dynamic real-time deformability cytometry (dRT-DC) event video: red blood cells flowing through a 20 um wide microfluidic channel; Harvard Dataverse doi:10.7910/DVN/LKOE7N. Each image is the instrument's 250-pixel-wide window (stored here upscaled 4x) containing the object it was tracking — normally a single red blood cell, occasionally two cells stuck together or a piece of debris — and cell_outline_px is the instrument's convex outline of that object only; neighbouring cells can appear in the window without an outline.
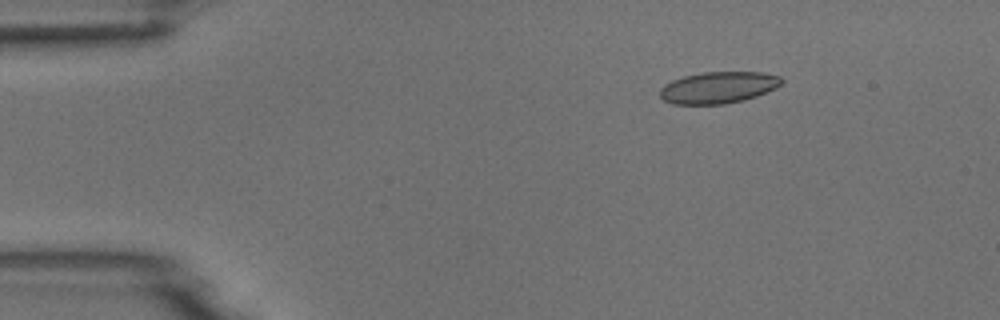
{"species": "common noctule bat (a hibernating species)", "species_latin": "Nyctalus noctula", "temperature_condition": "room temperature", "stored_images_in_passage": 5, "camera_frame_rate_fps": 3000, "um_per_image_px": 0.085, "animal": {"sex": "male", "body_mass_g": 18.8}, "frame": {"image": 1, "passage_image": 3, "time_ms": 2.333, "image_size_px": [1000, 320], "cell_outline_px": [[784, 80], [776, 88], [756, 96], [744, 100], [724, 104], [672, 104], [664, 100], [660, 96], [660, 88], [664, 84], [672, 80], [684, 76], [700, 72], [764, 72], [780, 76]], "centroid_in_image_um": [61.05, 7.43], "position_along_channel_um": 23.9, "area_um2": 22.54}}